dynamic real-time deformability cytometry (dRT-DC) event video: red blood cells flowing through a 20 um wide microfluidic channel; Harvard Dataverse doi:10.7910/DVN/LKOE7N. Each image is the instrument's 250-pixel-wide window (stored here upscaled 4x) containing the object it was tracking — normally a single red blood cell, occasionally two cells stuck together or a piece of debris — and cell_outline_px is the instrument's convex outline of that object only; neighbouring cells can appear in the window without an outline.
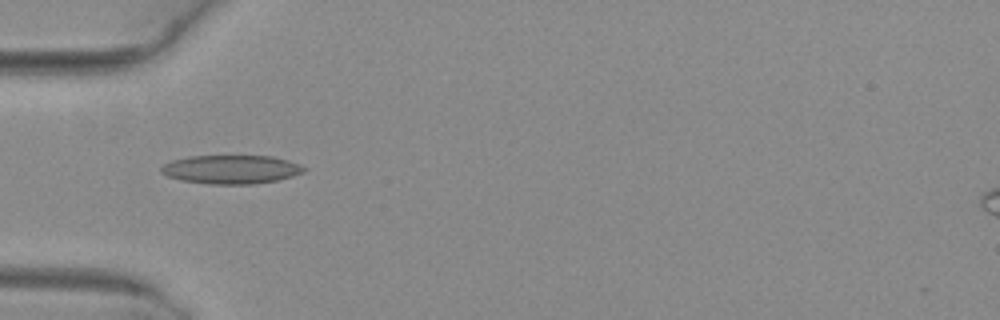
{"species": "common noctule bat (a hibernating species)", "species_latin": "Nyctalus noctula", "temperature_condition": "warm", "stored_images_in_passage": 4, "camera_frame_rate_fps": 3000, "um_per_image_px": 0.085, "animal": {"sex": "female", "body_mass_g": 29.2, "forearm_length_mm": 56.3}, "frame": {"image": 1, "passage_image": 3, "time_ms": 0.667, "image_size_px": [1000, 320], "cell_outline_px": [[308, 168], [304, 172], [292, 176], [276, 180], [252, 184], [208, 184], [184, 180], [168, 176], [160, 172], [160, 168], [164, 164], [172, 160], [188, 156], [272, 156], [288, 160], [300, 164]], "centroid_in_image_um": [19.67, 14.39], "position_along_channel_um": 65.3, "area_um2": 23.81}}
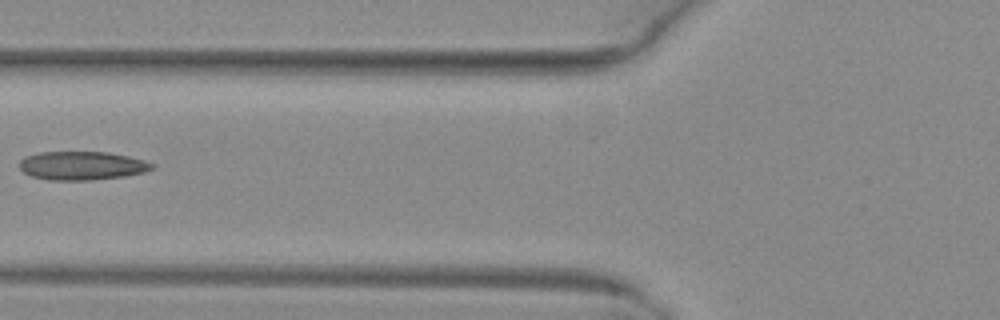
{"frame": {"image": 2, "passage_image": 4, "time_ms": 1.0, "image_size_px": [1000, 320], "cell_outline_px": [[156, 168], [144, 172], [124, 176], [92, 180], [48, 180], [32, 176], [24, 172], [20, 168], [20, 160], [24, 156], [40, 152], [108, 152], [128, 156], [144, 160], [156, 164]], "centroid_in_image_um": [6.99, 14.08], "position_along_channel_um": 118.8, "area_um2": 22.2}}